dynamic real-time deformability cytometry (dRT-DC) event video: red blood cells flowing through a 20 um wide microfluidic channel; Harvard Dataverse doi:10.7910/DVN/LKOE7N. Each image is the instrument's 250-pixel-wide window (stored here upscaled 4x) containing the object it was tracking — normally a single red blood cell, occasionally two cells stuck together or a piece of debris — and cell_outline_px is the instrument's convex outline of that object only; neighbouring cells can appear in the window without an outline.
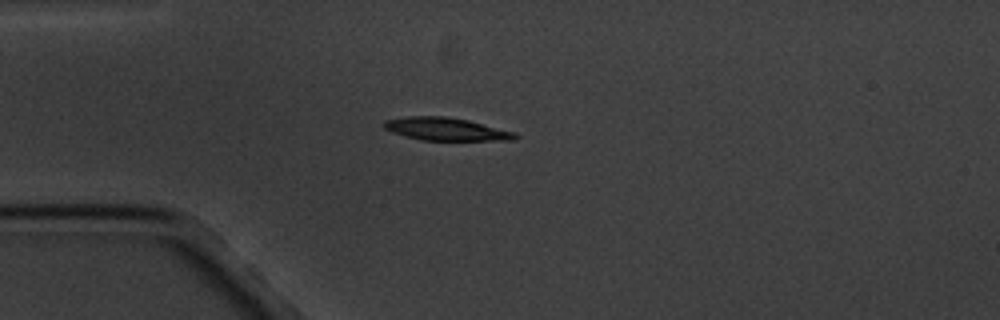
{"species": "common noctule bat (a hibernating species)", "species_latin": "Nyctalus noctula", "temperature_condition": "cold", "stored_images_in_passage": 8, "camera_frame_rate_fps": 3000, "um_per_image_px": 0.085, "animal": {"sex": "male", "body_mass_g": 20.1, "forearm_length_mm": 53.5}, "frame": {"image": 1, "passage_image": 1, "time_ms": 0.0, "image_size_px": [1000, 320], "cell_outline_px": [[516, 136], [512, 140], [420, 140], [392, 132], [384, 128], [384, 120], [408, 116], [444, 116], [468, 120], [516, 132]], "centroid_in_image_um": [37.89, 10.97], "position_along_channel_um": 47.1, "area_um2": 17.28}}
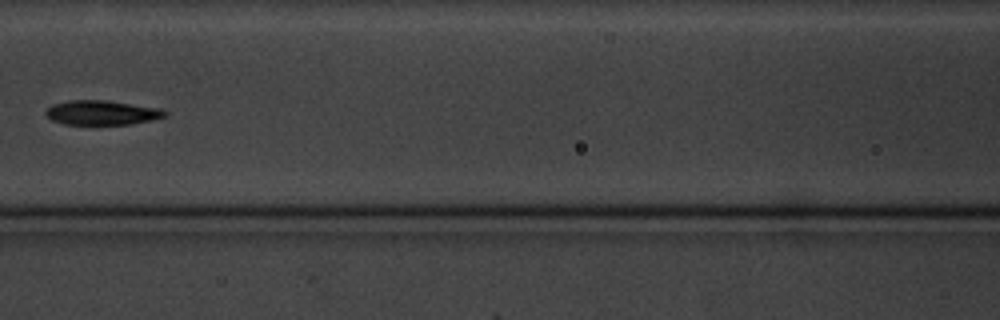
{"frame": {"image": 2, "passage_image": 4, "time_ms": 3.667, "image_size_px": [1000, 320], "cell_outline_px": [[168, 112], [164, 116], [148, 120], [128, 124], [64, 124], [52, 120], [44, 112], [52, 104], [68, 100], [108, 100], [164, 108]], "centroid_in_image_um": [8.66, 9.55], "position_along_channel_um": 157.9, "area_um2": 16.99}}
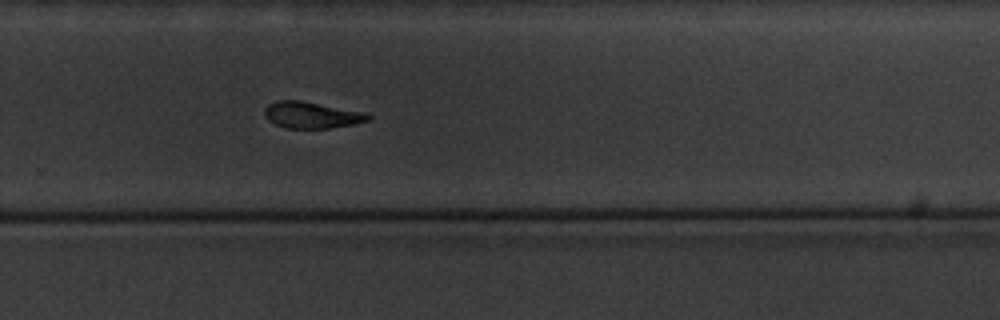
{"frame": {"image": 3, "passage_image": 8, "time_ms": 8.0, "image_size_px": [1000, 320], "cell_outline_px": [[372, 120], [352, 124], [328, 128], [284, 128], [268, 120], [264, 116], [264, 108], [268, 104], [276, 100], [300, 100], [368, 112], [372, 116]], "centroid_in_image_um": [26.51, 9.76], "position_along_channel_um": 303.3, "area_um2": 16.24}}